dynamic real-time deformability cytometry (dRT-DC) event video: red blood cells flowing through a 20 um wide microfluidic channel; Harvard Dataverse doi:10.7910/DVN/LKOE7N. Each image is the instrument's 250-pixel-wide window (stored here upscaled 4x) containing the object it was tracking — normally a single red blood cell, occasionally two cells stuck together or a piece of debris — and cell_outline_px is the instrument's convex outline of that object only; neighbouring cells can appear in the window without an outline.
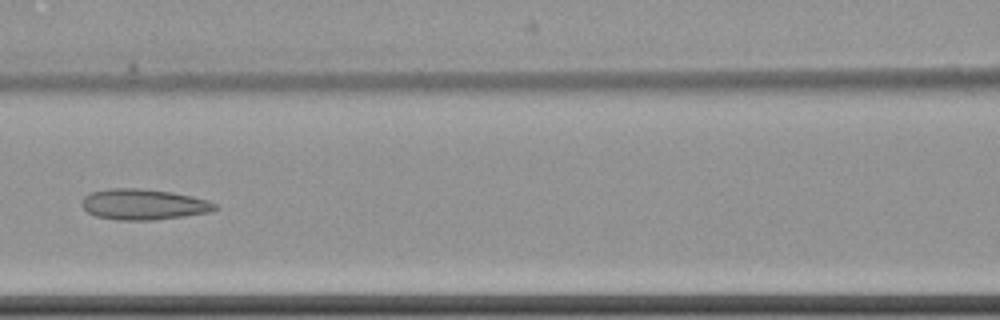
{"species": "common noctule bat (a hibernating species)", "species_latin": "Nyctalus noctula", "temperature_condition": "cold", "stored_images_in_passage": 10, "camera_frame_rate_fps": 3000, "um_per_image_px": 0.085, "animal": {"sex": "female", "body_mass_g": 22.7, "forearm_length_mm": 54.2}, "frame": {"image": 1, "passage_image": 9, "time_ms": 10.0, "image_size_px": [1000, 320], "cell_outline_px": [[216, 208], [208, 212], [184, 216], [156, 220], [120, 220], [96, 216], [88, 212], [80, 204], [84, 196], [92, 192], [108, 188], [140, 188], [172, 192], [192, 196], [208, 200], [216, 204]], "centroid_in_image_um": [12.18, 17.37], "position_along_channel_um": 154.4, "area_um2": 23.81}}
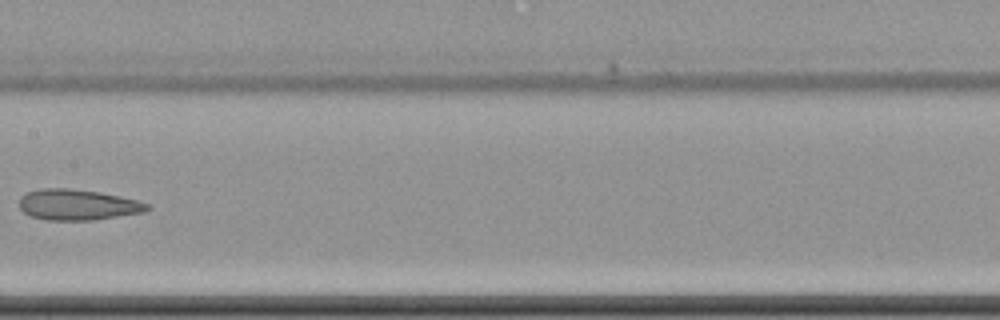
{"frame": {"image": 2, "passage_image": 10, "time_ms": 11.333, "image_size_px": [1000, 320], "cell_outline_px": [[152, 208], [144, 212], [96, 220], [48, 220], [32, 216], [24, 212], [20, 208], [20, 196], [28, 192], [40, 188], [72, 188], [100, 192], [140, 200], [152, 204]], "centroid_in_image_um": [6.67, 17.39], "position_along_channel_um": 200.7, "area_um2": 23.24}}